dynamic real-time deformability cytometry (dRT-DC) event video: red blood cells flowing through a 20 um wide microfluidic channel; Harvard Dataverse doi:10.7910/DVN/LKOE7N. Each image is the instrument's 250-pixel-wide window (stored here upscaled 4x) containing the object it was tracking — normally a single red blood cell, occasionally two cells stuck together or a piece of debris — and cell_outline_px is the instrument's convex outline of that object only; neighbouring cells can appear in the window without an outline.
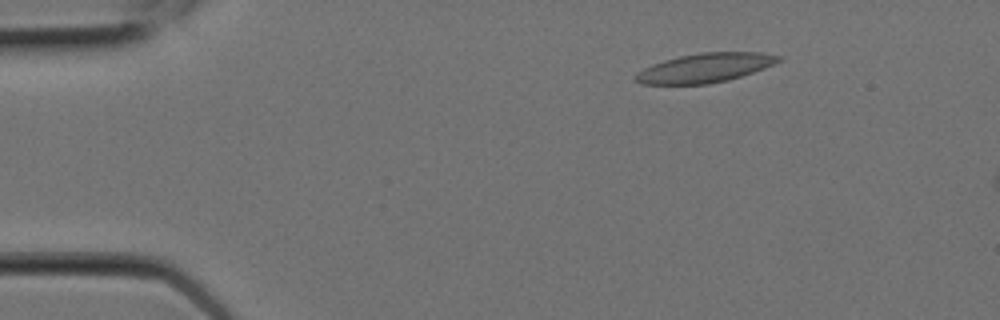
{"species": "Egyptian fruit bat (a non-hibernating species)", "species_latin": "Rousettus aegyptiacus", "temperature_condition": "room temperature", "stored_images_in_passage": 3, "camera_frame_rate_fps": 3000, "um_per_image_px": 0.085, "animal": {"sex": "female"}, "frame": {"image": 1, "passage_image": 1, "time_ms": 0.0, "image_size_px": [1000, 320], "cell_outline_px": [[784, 60], [764, 68], [728, 80], [708, 84], [640, 84], [632, 76], [644, 68], [652, 64], [664, 60], [680, 56], [700, 52], [760, 52], [780, 56]], "centroid_in_image_um": [59.92, 5.76], "position_along_channel_um": 25.1, "area_um2": 24.28}}